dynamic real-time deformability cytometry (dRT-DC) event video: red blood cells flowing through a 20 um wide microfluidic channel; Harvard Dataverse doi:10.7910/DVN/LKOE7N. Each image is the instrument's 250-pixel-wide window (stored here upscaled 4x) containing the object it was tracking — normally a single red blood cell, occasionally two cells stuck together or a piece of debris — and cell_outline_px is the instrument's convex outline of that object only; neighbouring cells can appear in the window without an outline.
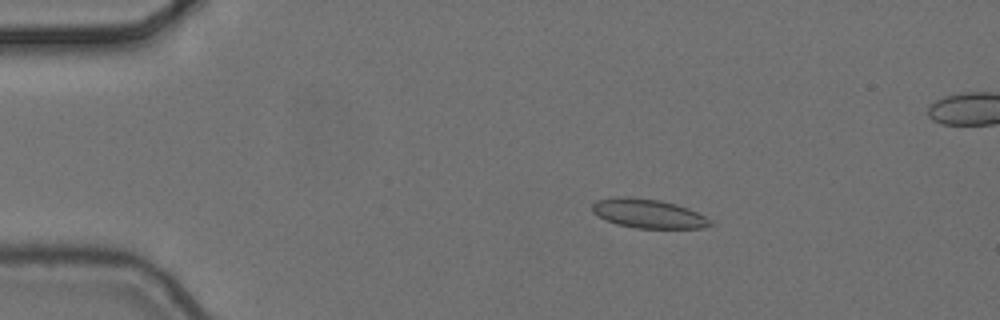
{"species": "common noctule bat (a hibernating species)", "species_latin": "Nyctalus noctula", "temperature_condition": "cold", "stored_images_in_passage": 13, "camera_frame_rate_fps": 3000, "um_per_image_px": 0.085, "animal": {"sex": "female", "body_mass_g": 24.6, "forearm_length_mm": 56.2}, "frame": {"image": 1, "passage_image": 1, "time_ms": 0.0, "image_size_px": [1000, 320], "cell_outline_px": [[716, 224], [704, 228], [636, 228], [616, 224], [592, 212], [592, 204], [596, 200], [616, 196], [628, 196], [660, 200], [676, 204], [688, 208], [712, 220]], "centroid_in_image_um": [55.12, 18.15], "position_along_channel_um": 29.9, "area_um2": 20.11}}
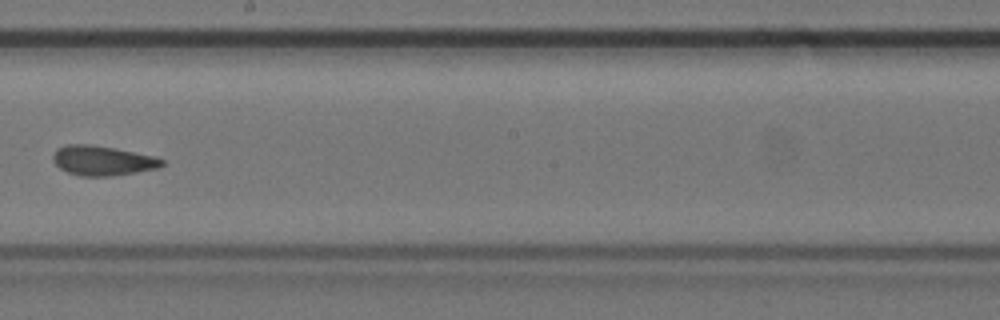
{"frame": {"image": 2, "passage_image": 7, "time_ms": 2.0, "image_size_px": [1000, 320], "cell_outline_px": [[164, 164], [156, 168], [136, 172], [112, 176], [80, 176], [68, 172], [60, 168], [52, 160], [52, 156], [56, 148], [68, 144], [92, 144], [116, 148], [156, 156], [164, 160]], "centroid_in_image_um": [8.7, 13.64], "position_along_channel_um": 239.5, "area_um2": 19.02}}
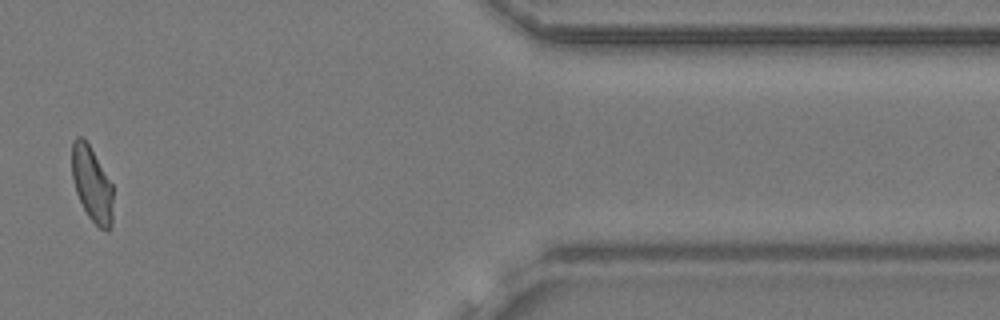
{"frame": {"image": 3, "passage_image": 11, "time_ms": 3.333, "image_size_px": [1000, 320], "cell_outline_px": [[112, 228], [108, 232], [104, 232], [88, 216], [76, 192], [72, 180], [72, 140], [76, 136], [84, 136], [112, 184]], "centroid_in_image_um": [7.81, 15.65], "position_along_channel_um": 403.6, "area_um2": 18.09}}